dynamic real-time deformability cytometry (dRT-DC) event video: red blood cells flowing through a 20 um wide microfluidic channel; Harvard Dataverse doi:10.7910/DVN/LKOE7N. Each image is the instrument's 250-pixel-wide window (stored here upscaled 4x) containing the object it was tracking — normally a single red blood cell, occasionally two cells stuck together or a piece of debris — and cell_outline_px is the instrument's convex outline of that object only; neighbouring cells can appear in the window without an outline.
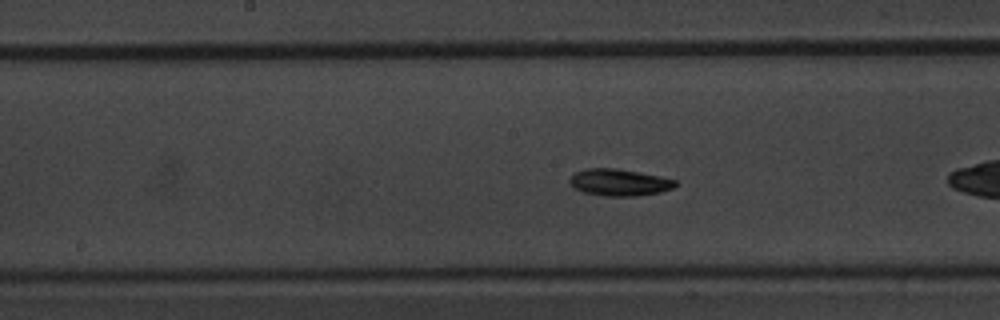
{"species": "common noctule bat (a hibernating species)", "species_latin": "Nyctalus noctula", "temperature_condition": "warm", "stored_images_in_passage": 37, "camera_frame_rate_fps": 3000, "um_per_image_px": 0.085, "animal": {"sex": "male", "body_mass_g": 20.1, "forearm_length_mm": 53.5}, "frame": {"image": 1, "passage_image": 11, "time_ms": 3.333, "image_size_px": [1000, 320], "cell_outline_px": [[676, 184], [672, 188], [660, 192], [636, 196], [604, 196], [584, 192], [572, 188], [568, 180], [576, 172], [584, 168], [616, 168], [640, 172], [660, 176], [676, 180]], "centroid_in_image_um": [52.6, 15.5], "position_along_channel_um": 195.6, "area_um2": 16.59}, "authors_computed_cell_mechanics": {"area_um2": 15.5482, "velocity_mm_per_s": 3.8381, "shape_relaxation_time_tau1_ms": 2.4431, "shape_relaxation_time_tau2_ms": 6.2403, "deformation_change_tau1": 0.1038, "deformation_change_tau2": 0.142}}